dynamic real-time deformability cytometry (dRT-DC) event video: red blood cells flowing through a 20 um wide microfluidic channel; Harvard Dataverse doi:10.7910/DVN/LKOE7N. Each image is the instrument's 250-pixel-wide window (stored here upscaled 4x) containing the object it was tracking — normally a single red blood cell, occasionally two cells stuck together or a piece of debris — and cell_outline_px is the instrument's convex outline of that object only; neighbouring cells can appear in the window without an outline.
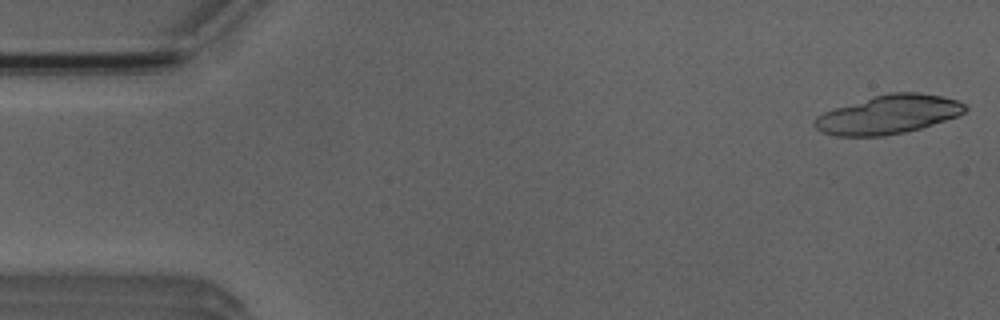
{"species": "Egyptian fruit bat (a non-hibernating species)", "species_latin": "Rousettus aegyptiacus", "temperature_condition": "room temperature", "stored_images_in_passage": 22, "camera_frame_rate_fps": 3000, "um_per_image_px": 0.085, "animal": {"sex": "male"}, "frame": {"image": 1, "passage_image": 1, "time_ms": 0.0, "image_size_px": [1000, 320], "cell_outline_px": [[968, 108], [964, 112], [956, 116], [920, 128], [904, 132], [884, 136], [836, 136], [820, 132], [812, 124], [816, 116], [824, 112], [872, 96], [888, 92], [920, 92], [960, 100]], "centroid_in_image_um": [75.49, 9.73], "position_along_channel_um": 9.5, "area_um2": 33.93}}